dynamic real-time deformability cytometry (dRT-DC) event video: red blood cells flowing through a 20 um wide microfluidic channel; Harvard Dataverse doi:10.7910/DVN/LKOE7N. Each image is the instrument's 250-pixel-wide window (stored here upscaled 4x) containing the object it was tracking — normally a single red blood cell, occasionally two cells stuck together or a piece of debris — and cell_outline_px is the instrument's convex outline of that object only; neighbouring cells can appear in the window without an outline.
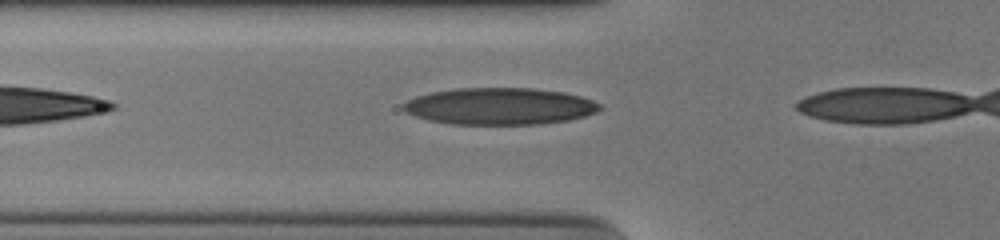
{"species": "human", "species_latin": "Homo sapiens", "temperature_condition": "cold", "stored_images_in_passage": 5, "camera_frame_rate_fps": 3000, "um_per_image_px": 0.085, "donor": {"sex": "male"}, "frame": {"image": 1, "passage_image": 3, "time_ms": 0.667, "image_size_px": [1000, 240], "cell_outline_px": [[604, 108], [596, 112], [584, 116], [568, 120], [540, 124], [452, 124], [428, 120], [404, 112], [400, 108], [400, 104], [416, 96], [432, 92], [456, 88], [532, 88], [564, 92], [580, 96], [592, 100], [600, 104]], "centroid_in_image_um": [42.45, 9.03], "position_along_channel_um": 83.4, "area_um2": 42.37}}